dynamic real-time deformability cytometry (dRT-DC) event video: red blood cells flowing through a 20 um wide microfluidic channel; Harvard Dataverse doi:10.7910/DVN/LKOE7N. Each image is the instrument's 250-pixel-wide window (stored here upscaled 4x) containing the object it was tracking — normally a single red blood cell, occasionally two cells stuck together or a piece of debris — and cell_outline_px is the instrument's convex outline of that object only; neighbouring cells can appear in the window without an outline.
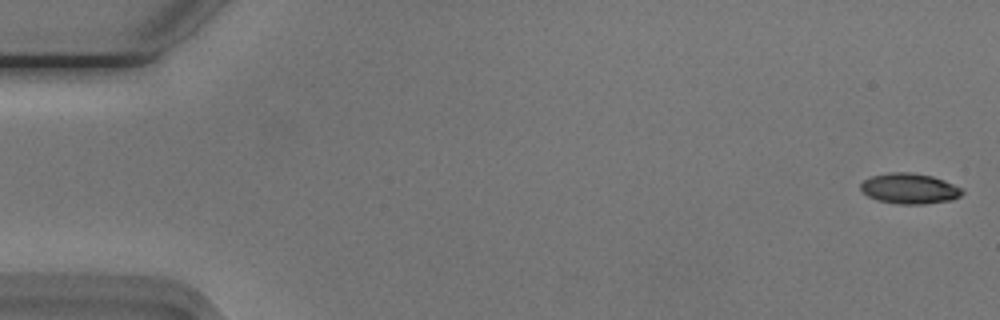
{"species": "Egyptian fruit bat (a non-hibernating species)", "species_latin": "Rousettus aegyptiacus", "temperature_condition": "cold", "stored_images_in_passage": 54, "camera_frame_rate_fps": 3000, "um_per_image_px": 0.085, "animal": {"sex": "male"}, "frame": {"image": 1, "passage_image": 1, "time_ms": 0.0, "image_size_px": [1000, 320], "cell_outline_px": [[964, 192], [960, 196], [952, 200], [924, 204], [900, 204], [876, 200], [868, 196], [860, 188], [860, 184], [864, 180], [872, 176], [888, 172], [908, 172], [932, 176], [944, 180], [960, 188]], "centroid_in_image_um": [77.29, 16.03], "position_along_channel_um": 7.7, "area_um2": 17.98}}
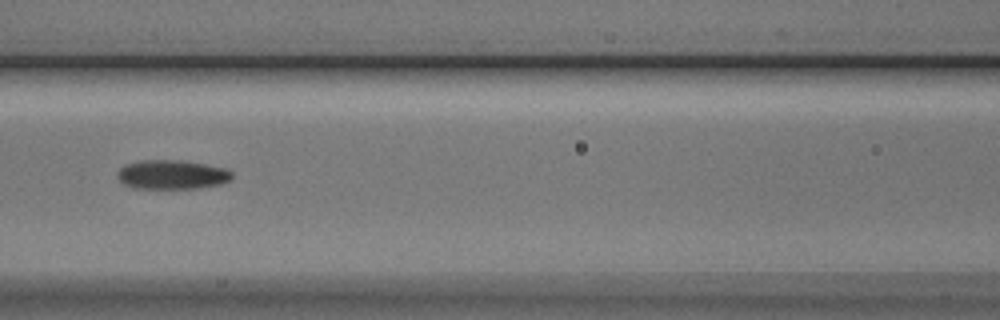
{"frame": {"image": 2, "passage_image": 24, "time_ms": 7.667, "image_size_px": [1000, 320], "cell_outline_px": [[232, 180], [220, 184], [200, 188], [132, 188], [124, 184], [116, 176], [116, 172], [124, 164], [144, 160], [180, 160], [228, 168], [232, 172]], "centroid_in_image_um": [14.62, 14.84], "position_along_channel_um": 152.0, "area_um2": 19.65}}
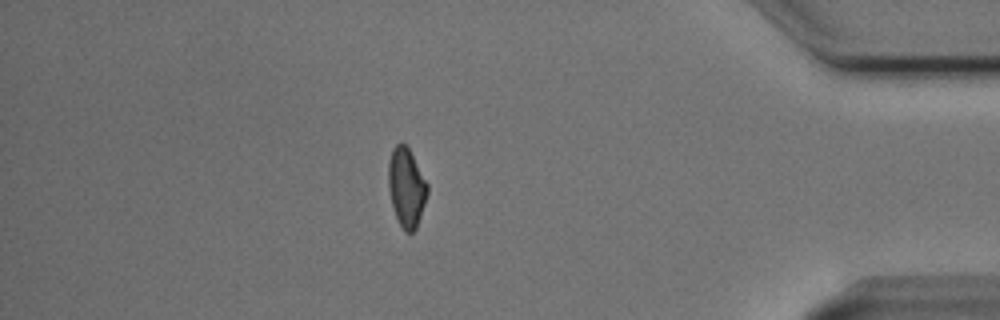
{"frame": {"image": 3, "passage_image": 47, "time_ms": 15.333, "image_size_px": [1000, 320], "cell_outline_px": [[428, 192], [416, 228], [412, 232], [404, 232], [396, 216], [392, 204], [388, 188], [388, 164], [392, 148], [400, 140], [408, 148], [428, 184]], "centroid_in_image_um": [34.53, 15.9], "position_along_channel_um": 400.7, "area_um2": 17.8}, "authors_computed_cell_mechanics": {"area_um2": 18.5538, "velocity_mm_per_s": 3.7684, "shape_relaxation_time_tau1_ms": 3.653, "shape_relaxation_time_tau2_ms": 3.8461, "deformation_change_tau1": 0.1614, "deformation_change_tau2": 0.1084}}